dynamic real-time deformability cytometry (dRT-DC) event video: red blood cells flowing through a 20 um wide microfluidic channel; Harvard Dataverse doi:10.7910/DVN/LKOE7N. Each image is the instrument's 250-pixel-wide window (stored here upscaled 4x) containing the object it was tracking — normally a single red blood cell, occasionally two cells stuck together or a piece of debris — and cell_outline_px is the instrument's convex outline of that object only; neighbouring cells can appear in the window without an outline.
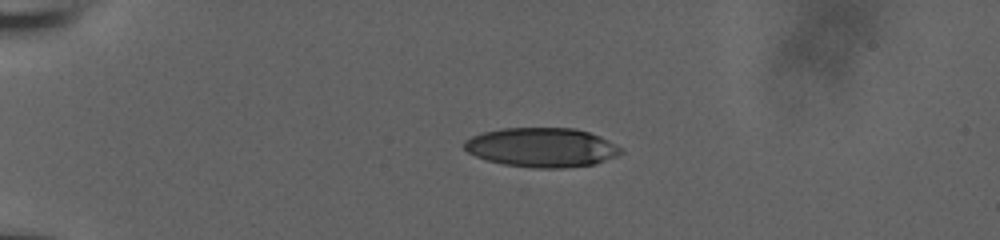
{"species": "human", "species_latin": "Homo sapiens", "temperature_condition": "room temperature", "stored_images_in_passage": 9, "camera_frame_rate_fps": 3000, "um_per_image_px": 0.085, "donor": {"sex": "male"}, "frame": {"image": 1, "passage_image": 1, "time_ms": 0.0, "image_size_px": [1000, 240], "cell_outline_px": [[624, 152], [616, 156], [596, 164], [564, 168], [532, 168], [504, 164], [488, 160], [476, 156], [468, 152], [464, 148], [464, 140], [480, 132], [500, 128], [576, 128], [600, 136], [624, 148]], "centroid_in_image_um": [46.07, 12.53], "position_along_channel_um": 38.9, "area_um2": 36.18}}
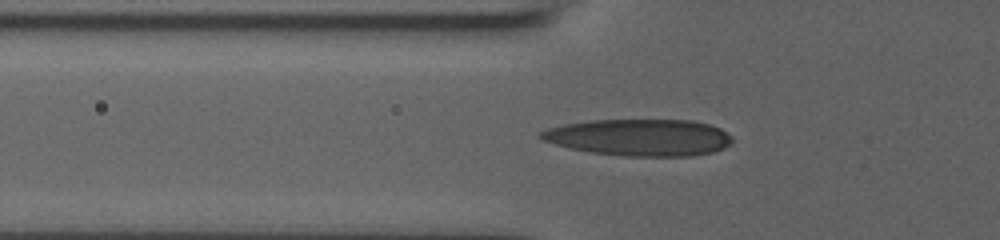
{"frame": {"image": 2, "passage_image": 7, "time_ms": 2.0, "image_size_px": [1000, 240], "cell_outline_px": [[732, 144], [724, 148], [712, 152], [688, 156], [628, 156], [592, 152], [572, 148], [556, 144], [544, 140], [536, 136], [540, 132], [548, 128], [564, 124], [592, 120], [692, 120], [708, 124], [720, 128], [732, 136]], "centroid_in_image_um": [54.38, 11.67], "position_along_channel_um": 71.4, "area_um2": 40.86}}